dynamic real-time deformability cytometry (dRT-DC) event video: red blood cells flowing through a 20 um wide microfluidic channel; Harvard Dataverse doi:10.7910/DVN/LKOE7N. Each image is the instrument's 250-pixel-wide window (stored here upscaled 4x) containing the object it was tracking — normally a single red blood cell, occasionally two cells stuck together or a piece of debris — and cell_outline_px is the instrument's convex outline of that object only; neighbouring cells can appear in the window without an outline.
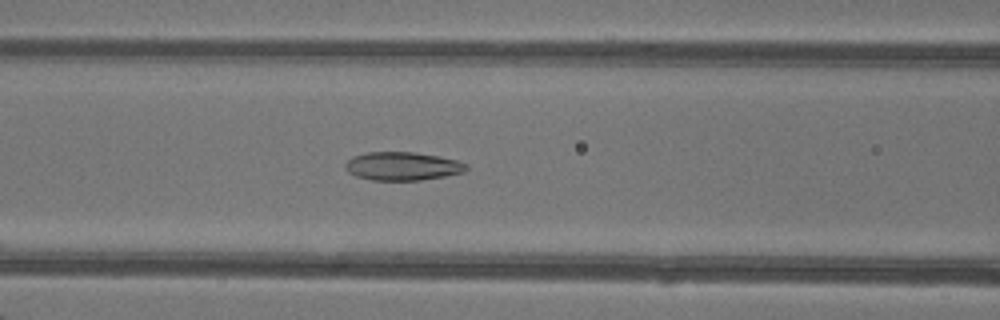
{"species": "common noctule bat (a hibernating species)", "species_latin": "Nyctalus noctula", "temperature_condition": "warm", "stored_images_in_passage": 28, "camera_frame_rate_fps": 3000, "um_per_image_px": 0.085, "animal": {"sex": "female"}, "frame": {"image": 1, "passage_image": 6, "time_ms": 1.667, "image_size_px": [1000, 320], "cell_outline_px": [[468, 168], [464, 172], [444, 176], [420, 180], [372, 180], [356, 176], [348, 172], [344, 168], [344, 164], [352, 156], [368, 152], [416, 152], [440, 156], [456, 160], [468, 164]], "centroid_in_image_um": [34.2, 14.12], "position_along_channel_um": 132.4, "area_um2": 20.11}}
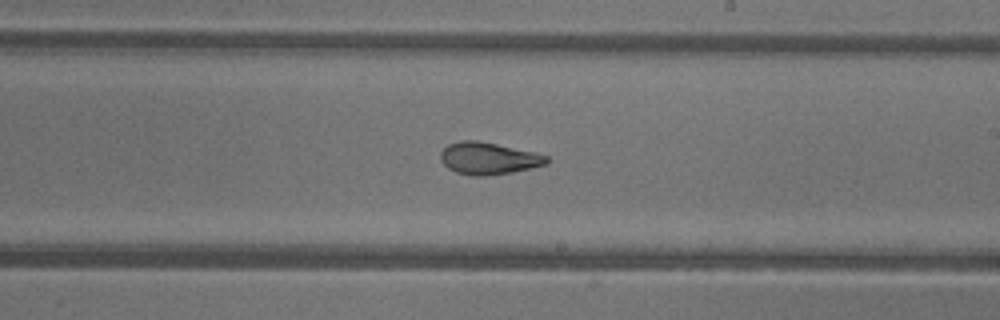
{"frame": {"image": 2, "passage_image": 14, "time_ms": 4.333, "image_size_px": [1000, 320], "cell_outline_px": [[552, 160], [548, 164], [512, 172], [484, 176], [472, 176], [456, 172], [448, 168], [440, 160], [440, 152], [448, 144], [460, 140], [476, 140], [496, 144], [532, 152], [548, 156]], "centroid_in_image_um": [41.51, 13.46], "position_along_channel_um": 247.5, "area_um2": 19.83}}
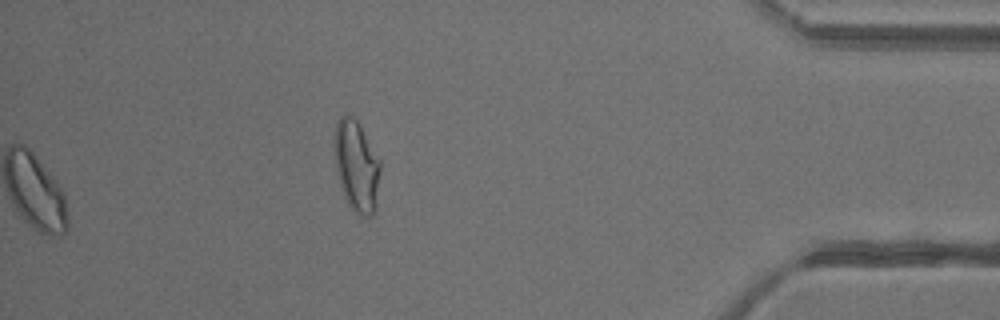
{"frame": {"image": 3, "passage_image": 28, "time_ms": 9.0, "image_size_px": [1000, 320], "cell_outline_px": [[380, 168], [376, 212], [372, 216], [360, 216], [348, 204], [344, 196], [336, 172], [332, 144], [332, 140], [336, 124], [340, 116], [344, 112], [348, 112], [360, 124], [380, 160]], "centroid_in_image_um": [30.28, 14.07], "position_along_channel_um": 404.9, "area_um2": 25.03}, "authors_computed_cell_mechanics": {"area_um2": 19.9988, "velocity_mm_per_s": 4.3058, "shape_relaxation_time_tau1_ms": null, "shape_relaxation_time_tau2_ms": 1.327, "deformation_change_tau1": null, "deformation_change_tau2": 0.0844}}